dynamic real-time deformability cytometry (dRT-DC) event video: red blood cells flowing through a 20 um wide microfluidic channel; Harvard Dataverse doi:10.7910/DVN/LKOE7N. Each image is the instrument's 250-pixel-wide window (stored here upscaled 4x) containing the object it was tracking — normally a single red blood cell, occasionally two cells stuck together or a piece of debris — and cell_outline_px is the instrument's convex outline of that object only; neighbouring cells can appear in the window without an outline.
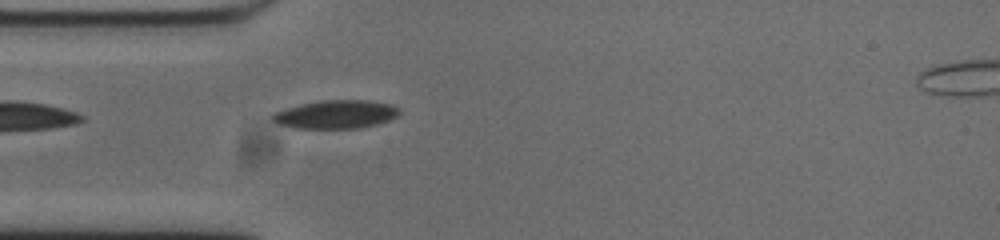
{"species": "common noctule bat (a hibernating species)", "species_latin": "Nyctalus noctula", "temperature_condition": "cold", "stored_images_in_passage": 42, "segment_of_instrument_passage": [1, 2], "camera_frame_rate_fps": 3000, "um_per_image_px": 0.085, "animal": {"sex": "male", "body_mass_g": 20.0, "forearm_length_mm": 53.3}, "frame": {"image": 1, "passage_image": 1, "time_ms": 0.0, "image_size_px": [1000, 240], "cell_outline_px": [[400, 116], [376, 124], [360, 128], [296, 128], [280, 124], [272, 120], [272, 116], [276, 112], [284, 108], [324, 100], [368, 100], [392, 104], [400, 108]], "centroid_in_image_um": [28.62, 9.72], "position_along_channel_um": 56.4, "area_um2": 20.87}}
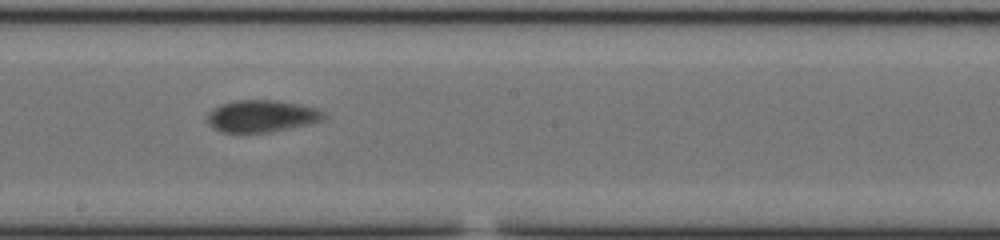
{"frame": {"image": 2, "passage_image": 15, "time_ms": 4.667, "image_size_px": [1000, 240], "cell_outline_px": [[328, 116], [324, 120], [312, 124], [268, 132], [220, 132], [208, 124], [204, 120], [208, 112], [212, 108], [220, 104], [236, 100], [276, 100], [300, 104], [316, 108], [328, 112]], "centroid_in_image_um": [22.27, 9.86], "position_along_channel_um": 225.9, "area_um2": 22.25}}
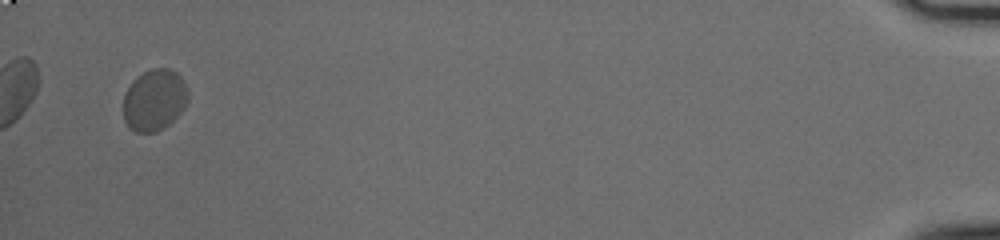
{"frame": {"image": 3, "passage_image": 39, "time_ms": 12.667, "image_size_px": [1000, 240], "cell_outline_px": [[188, 100], [184, 108], [168, 124], [156, 132], [136, 132], [128, 128], [124, 120], [124, 96], [128, 88], [136, 76], [152, 68], [168, 68], [176, 72], [180, 76], [188, 88]], "centroid_in_image_um": [13.12, 8.49], "position_along_channel_um": 422.1, "area_um2": 23.18}}